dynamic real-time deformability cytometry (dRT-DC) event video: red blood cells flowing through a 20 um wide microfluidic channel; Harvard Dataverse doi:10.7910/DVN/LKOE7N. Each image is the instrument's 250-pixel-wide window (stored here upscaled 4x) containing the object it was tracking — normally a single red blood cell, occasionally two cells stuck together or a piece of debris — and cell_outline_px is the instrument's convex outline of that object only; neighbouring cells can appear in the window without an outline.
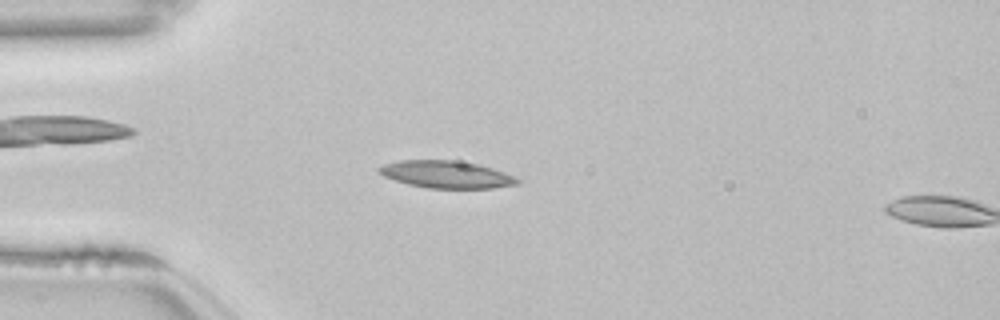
{"species": "common noctule bat (a hibernating species)", "species_latin": "Nyctalus noctula", "temperature_condition": "room temperature", "stored_images_in_passage": 15, "camera_frame_rate_fps": 3000, "um_per_image_px": 0.085, "animal": {"sex": "female", "body_mass_g": 22.7, "forearm_length_mm": 54.2}, "frame": {"image": 1, "passage_image": 13, "time_ms": 4.0, "image_size_px": [1000, 320], "cell_outline_px": [[520, 184], [492, 188], [428, 188], [408, 184], [384, 176], [376, 168], [384, 164], [400, 160], [452, 160], [476, 164], [492, 168], [516, 176], [520, 180]], "centroid_in_image_um": [37.97, 14.83], "position_along_channel_um": 47.0, "area_um2": 21.91}}